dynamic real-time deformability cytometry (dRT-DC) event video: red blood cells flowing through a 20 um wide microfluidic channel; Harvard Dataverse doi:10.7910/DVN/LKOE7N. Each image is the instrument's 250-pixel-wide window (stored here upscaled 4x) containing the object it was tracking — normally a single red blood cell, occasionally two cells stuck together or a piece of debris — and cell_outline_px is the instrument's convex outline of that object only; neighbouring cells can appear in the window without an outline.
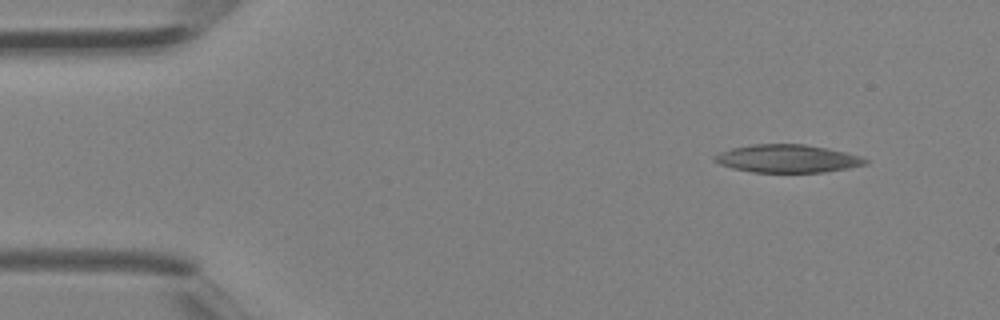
{"species": "Egyptian fruit bat (a non-hibernating species)", "species_latin": "Rousettus aegyptiacus", "temperature_condition": "room temperature", "stored_images_in_passage": 3, "camera_frame_rate_fps": 3000, "um_per_image_px": 0.085, "animal": {"sex": "female"}, "frame": {"image": 1, "passage_image": 1, "time_ms": 0.0, "image_size_px": [1000, 320], "cell_outline_px": [[868, 164], [848, 168], [824, 172], [752, 172], [732, 168], [720, 164], [712, 160], [712, 156], [720, 152], [732, 148], [752, 144], [804, 144], [828, 148], [848, 152], [860, 156], [868, 160]], "centroid_in_image_um": [66.93, 13.48], "position_along_channel_um": 18.1, "area_um2": 24.68}}